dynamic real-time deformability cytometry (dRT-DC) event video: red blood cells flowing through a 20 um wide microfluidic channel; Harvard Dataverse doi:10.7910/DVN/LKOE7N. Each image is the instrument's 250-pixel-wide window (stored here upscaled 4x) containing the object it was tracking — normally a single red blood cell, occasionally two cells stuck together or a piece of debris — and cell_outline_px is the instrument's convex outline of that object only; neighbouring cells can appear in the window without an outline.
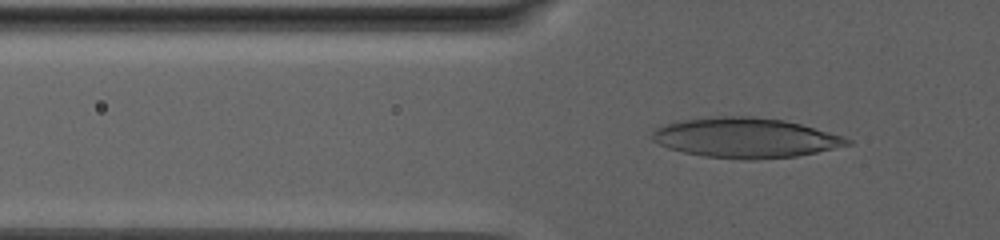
{"species": "human", "species_latin": "Homo sapiens", "temperature_condition": "warm", "stored_images_in_passage": 88, "camera_frame_rate_fps": 3000, "um_per_image_px": 0.085, "donor": {"sex": "male"}, "frame": {"image": 1, "passage_image": 33, "time_ms": 10.667, "image_size_px": [1000, 240], "cell_outline_px": [[852, 144], [816, 152], [796, 156], [752, 160], [748, 160], [704, 156], [684, 152], [668, 148], [652, 140], [652, 128], [676, 120], [716, 116], [752, 116], [784, 120], [800, 124], [844, 136], [852, 140]], "centroid_in_image_um": [63.32, 11.7], "position_along_channel_um": 62.5, "area_um2": 45.6}}
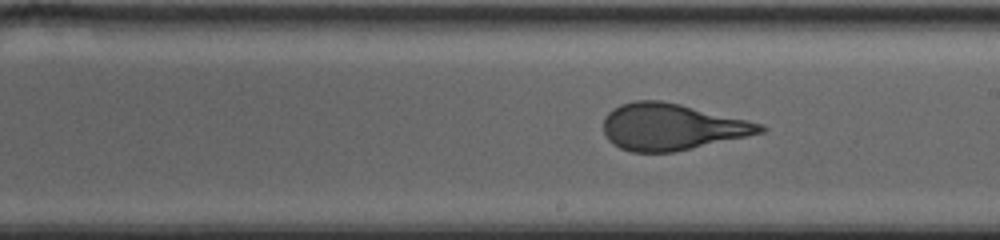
{"frame": {"image": 2, "passage_image": 55, "time_ms": 18.0, "image_size_px": [1000, 240], "cell_outline_px": [[768, 128], [764, 132], [672, 152], [632, 152], [620, 148], [612, 144], [608, 140], [604, 132], [604, 116], [612, 108], [620, 104], [636, 100], [660, 100], [680, 104], [748, 120], [764, 124]], "centroid_in_image_um": [57.06, 10.77], "position_along_channel_um": 231.9, "area_um2": 42.31}}
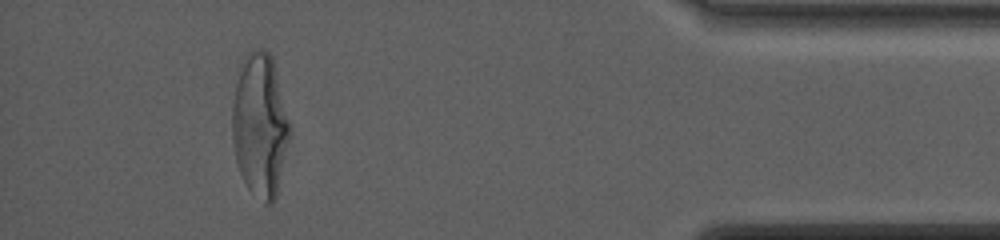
{"frame": {"image": 3, "passage_image": 82, "time_ms": 27.0, "image_size_px": [1000, 240], "cell_outline_px": [[292, 124], [276, 200], [272, 204], [264, 204], [248, 188], [240, 172], [236, 160], [232, 140], [232, 104], [236, 84], [244, 56], [252, 48], [264, 48], [272, 56]], "centroid_in_image_um": [22.12, 10.63], "position_along_channel_um": 413.1, "area_um2": 48.61}, "authors_computed_cell_mechanics": {"area_um2": 44.217, "velocity_mm_per_s": 2.484, "shape_relaxation_time_tau1_ms": 11.1521, "shape_relaxation_time_tau2_ms": null, "deformation_change_tau1": 0.2857, "deformation_change_tau2": null}}